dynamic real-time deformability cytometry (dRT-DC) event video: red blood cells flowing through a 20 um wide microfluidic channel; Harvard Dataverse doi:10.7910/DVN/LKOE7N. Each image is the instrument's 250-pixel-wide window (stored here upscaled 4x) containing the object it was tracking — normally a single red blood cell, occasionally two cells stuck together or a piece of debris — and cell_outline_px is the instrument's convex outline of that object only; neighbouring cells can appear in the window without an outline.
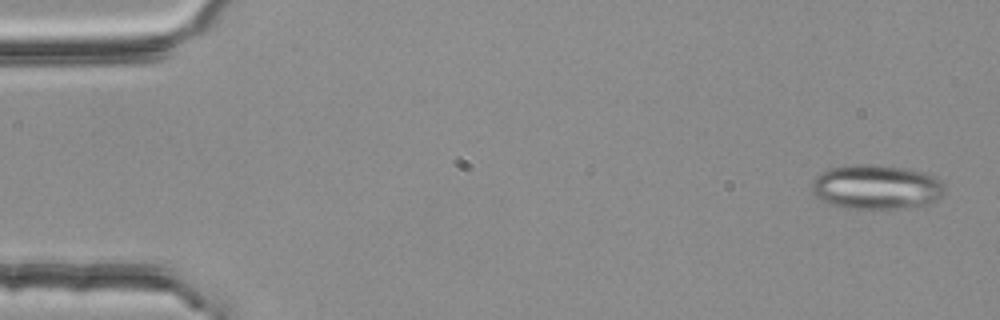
{"species": "common noctule bat (a hibernating species)", "species_latin": "Nyctalus noctula", "temperature_condition": "room temperature", "stored_images_in_passage": 53, "camera_frame_rate_fps": 3000, "um_per_image_px": 0.085, "animal": {"sex": "female", "body_mass_g": 25.1}, "frame": {"image": 1, "passage_image": 2, "time_ms": 0.333, "image_size_px": [1000, 320], "cell_outline_px": [[944, 192], [936, 200], [924, 204], [892, 208], [848, 208], [820, 200], [812, 192], [812, 180], [820, 172], [828, 168], [856, 164], [872, 164], [908, 168], [924, 172], [940, 180], [944, 184]], "centroid_in_image_um": [74.45, 15.86], "position_along_channel_um": 10.5, "area_um2": 34.22}}
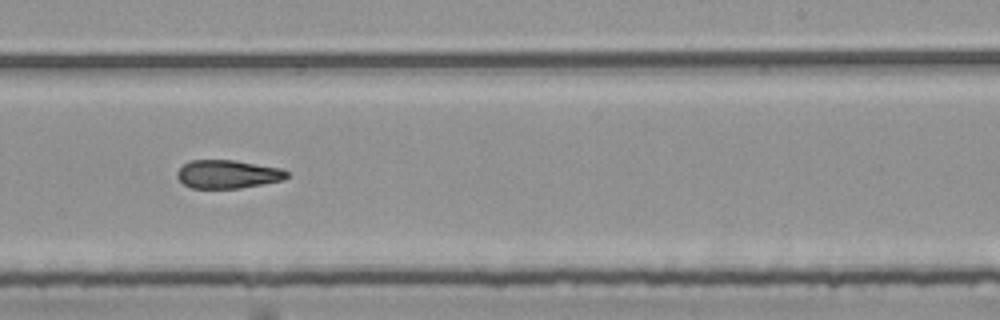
{"frame": {"image": 2, "passage_image": 33, "time_ms": 10.667, "image_size_px": [1000, 320], "cell_outline_px": [[288, 176], [284, 180], [240, 188], [192, 188], [184, 184], [176, 176], [176, 172], [188, 160], [236, 160], [284, 168], [288, 172]], "centroid_in_image_um": [19.39, 14.79], "position_along_channel_um": 269.6, "area_um2": 18.32}}
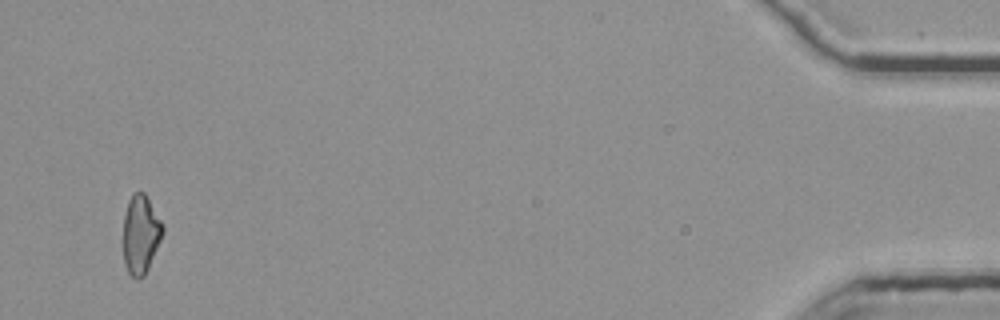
{"frame": {"image": 3, "passage_image": 52, "time_ms": 17.0, "image_size_px": [1000, 320], "cell_outline_px": [[164, 232], [148, 268], [144, 276], [136, 280], [128, 272], [124, 264], [124, 216], [128, 200], [132, 192], [144, 192], [164, 224]], "centroid_in_image_um": [11.97, 19.91], "position_along_channel_um": 423.2, "area_um2": 18.15}, "authors_computed_cell_mechanics": {"area_um2": 19.363, "velocity_mm_per_s": 3.8146, "shape_relaxation_time_tau1_ms": null, "shape_relaxation_time_tau2_ms": 2.8059, "deformation_change_tau1": null, "deformation_change_tau2": 0.1165}}